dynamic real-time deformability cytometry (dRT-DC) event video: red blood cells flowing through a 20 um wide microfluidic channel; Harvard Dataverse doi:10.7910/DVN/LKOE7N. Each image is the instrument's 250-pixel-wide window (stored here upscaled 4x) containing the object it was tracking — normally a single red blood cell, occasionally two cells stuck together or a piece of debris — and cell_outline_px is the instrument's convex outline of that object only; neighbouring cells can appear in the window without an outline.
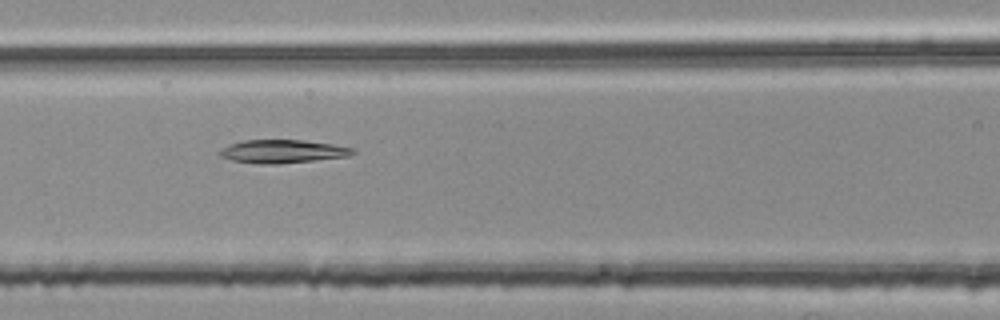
{"species": "common noctule bat (a hibernating species)", "species_latin": "Nyctalus noctula", "temperature_condition": "room temperature", "stored_images_in_passage": 4, "camera_frame_rate_fps": 3000, "um_per_image_px": 0.085, "animal": {"sex": "female", "body_mass_g": 25.1}, "frame": {"image": 1, "passage_image": 4, "time_ms": 1.0, "image_size_px": [1000, 320], "cell_outline_px": [[356, 152], [348, 156], [280, 164], [260, 164], [232, 160], [220, 156], [216, 152], [220, 148], [244, 140], [304, 140], [332, 144], [356, 148]], "centroid_in_image_um": [24.01, 12.87], "position_along_channel_um": 142.6, "area_um2": 18.09}}